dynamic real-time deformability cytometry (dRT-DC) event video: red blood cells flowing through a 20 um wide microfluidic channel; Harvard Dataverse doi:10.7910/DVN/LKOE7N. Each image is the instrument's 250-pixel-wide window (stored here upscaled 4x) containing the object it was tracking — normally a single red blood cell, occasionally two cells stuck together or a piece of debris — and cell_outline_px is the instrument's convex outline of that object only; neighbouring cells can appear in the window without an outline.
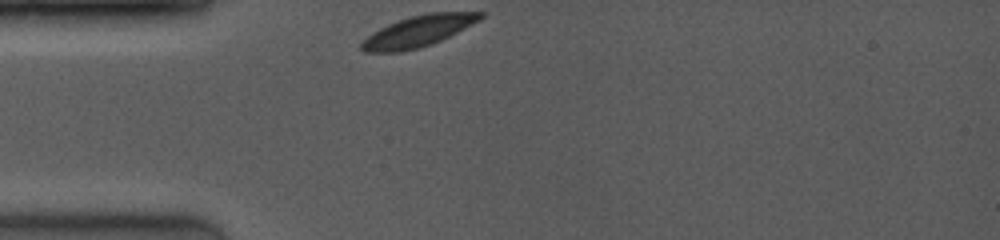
{"species": "common noctule bat (a hibernating species)", "species_latin": "Nyctalus noctula", "temperature_condition": "room temperature", "stored_images_in_passage": 24, "camera_frame_rate_fps": 4000, "um_per_image_px": 0.085, "animal": {"sex": "female", "body_mass_g": 19.0, "forearm_length_mm": 53.3}, "frame": {"image": 1, "passage_image": 1, "time_ms": 0.0, "image_size_px": [1000, 240], "cell_outline_px": [[484, 16], [480, 20], [432, 44], [400, 52], [364, 52], [360, 48], [360, 44], [368, 36], [380, 28], [388, 24], [412, 16], [432, 12], [484, 12]], "centroid_in_image_um": [35.54, 2.65], "position_along_channel_um": 49.5, "area_um2": 21.1}}
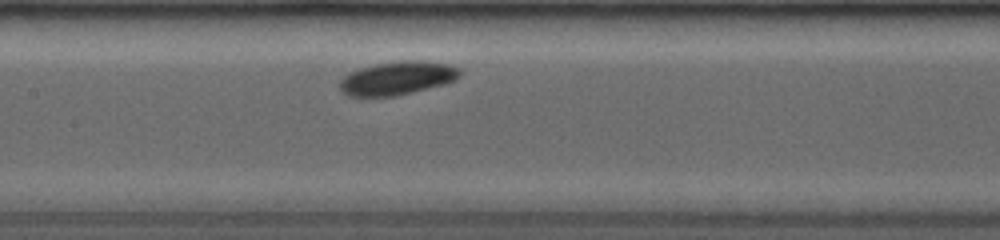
{"frame": {"image": 2, "passage_image": 10, "time_ms": 3.5, "image_size_px": [1000, 240], "cell_outline_px": [[460, 72], [452, 80], [440, 84], [392, 96], [348, 96], [340, 88], [340, 84], [352, 72], [376, 64], [400, 60], [420, 60], [448, 64], [456, 68]], "centroid_in_image_um": [33.75, 6.63], "position_along_channel_um": 173.6, "area_um2": 22.2}}
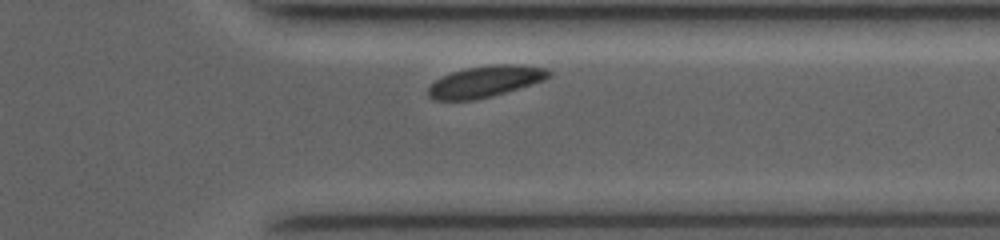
{"frame": {"image": 3, "passage_image": 22, "time_ms": 8.5, "image_size_px": [1000, 240], "cell_outline_px": [[552, 76], [544, 80], [532, 84], [492, 96], [476, 100], [432, 100], [428, 96], [428, 88], [436, 80], [452, 72], [464, 68], [492, 64], [516, 64], [544, 68], [552, 72]], "centroid_in_image_um": [41.26, 6.92], "position_along_channel_um": 370.1, "area_um2": 22.02}, "authors_computed_cell_mechanics": {"area_um2": 22.0507, "velocity_mm_per_s": 3.9094, "shape_relaxation_time_tau1_ms": 0.7851, "shape_relaxation_time_tau2_ms": null, "deformation_change_tau1": 0.0526, "deformation_change_tau2": null}}